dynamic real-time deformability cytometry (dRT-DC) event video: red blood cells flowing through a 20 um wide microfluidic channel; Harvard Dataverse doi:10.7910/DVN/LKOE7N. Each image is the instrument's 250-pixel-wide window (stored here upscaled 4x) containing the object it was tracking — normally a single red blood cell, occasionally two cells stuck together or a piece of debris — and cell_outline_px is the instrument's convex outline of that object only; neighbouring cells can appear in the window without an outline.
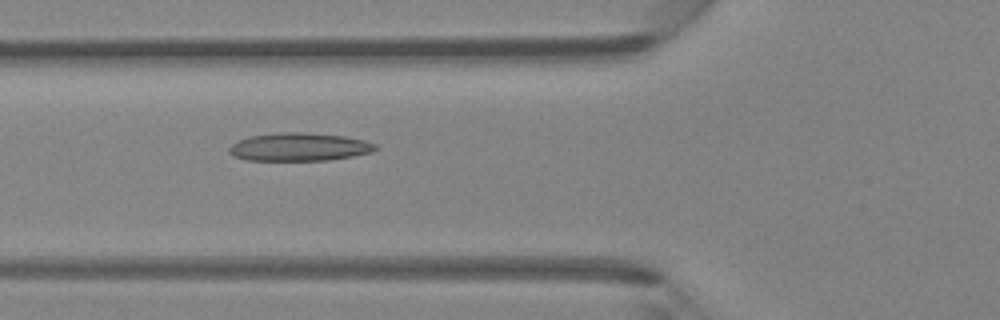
{"species": "Egyptian fruit bat (a non-hibernating species)", "species_latin": "Rousettus aegyptiacus", "temperature_condition": "room temperature", "stored_images_in_passage": 4, "camera_frame_rate_fps": 3000, "um_per_image_px": 0.085, "animal": {"sex": "female"}, "frame": {"image": 1, "passage_image": 2, "time_ms": 1.0, "image_size_px": [1000, 320], "cell_outline_px": [[376, 148], [372, 152], [352, 156], [328, 160], [248, 160], [232, 156], [228, 152], [228, 148], [232, 144], [248, 136], [280, 132], [304, 132], [344, 136], [364, 140], [376, 144]], "centroid_in_image_um": [25.4, 12.48], "position_along_channel_um": 100.4, "area_um2": 23.93}}
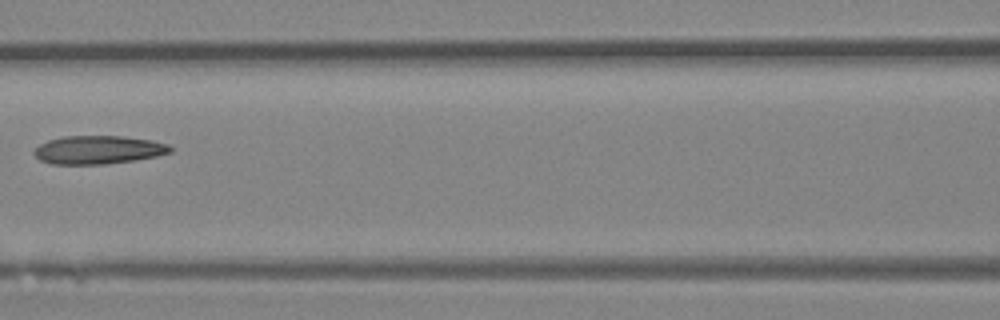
{"frame": {"image": 2, "passage_image": 3, "time_ms": 2.333, "image_size_px": [1000, 320], "cell_outline_px": [[172, 152], [156, 156], [136, 160], [104, 164], [52, 164], [40, 160], [32, 152], [40, 144], [48, 140], [64, 136], [124, 136], [152, 140], [168, 144], [172, 148]], "centroid_in_image_um": [8.37, 12.73], "position_along_channel_um": 158.2, "area_um2": 22.54}}
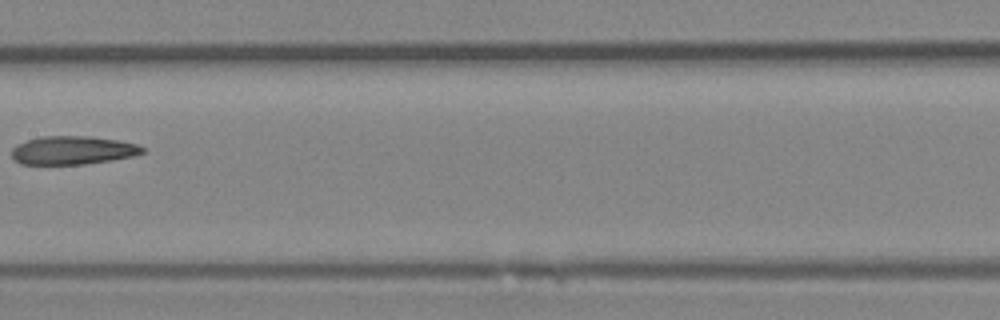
{"frame": {"image": 3, "passage_image": 4, "time_ms": 3.333, "image_size_px": [1000, 320], "cell_outline_px": [[144, 152], [132, 156], [112, 160], [84, 164], [20, 164], [12, 156], [12, 148], [16, 144], [40, 136], [92, 136], [120, 140], [136, 144], [144, 148]], "centroid_in_image_um": [6.18, 12.76], "position_along_channel_um": 201.2, "area_um2": 21.68}}